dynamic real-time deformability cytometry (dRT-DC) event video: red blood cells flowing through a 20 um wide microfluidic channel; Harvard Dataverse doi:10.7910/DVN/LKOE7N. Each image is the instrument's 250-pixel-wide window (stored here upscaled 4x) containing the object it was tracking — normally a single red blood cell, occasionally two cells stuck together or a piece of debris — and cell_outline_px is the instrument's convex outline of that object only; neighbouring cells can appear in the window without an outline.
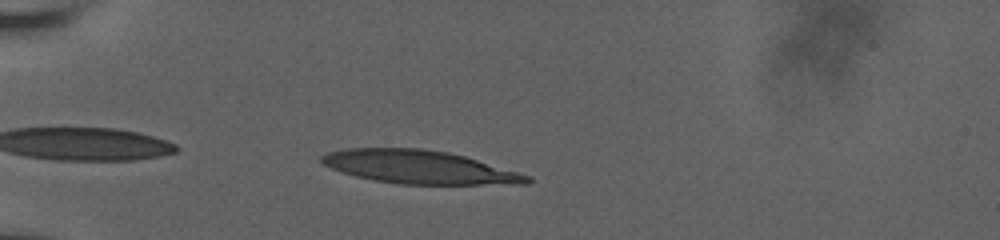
{"species": "human", "species_latin": "Homo sapiens", "temperature_condition": "room temperature", "stored_images_in_passage": 46, "camera_frame_rate_fps": 3000, "um_per_image_px": 0.085, "donor": {"sex": "male"}, "frame": {"image": 1, "passage_image": 3, "time_ms": 0.667, "image_size_px": [1000, 240], "cell_outline_px": [[532, 180], [528, 184], [400, 184], [376, 180], [356, 176], [332, 168], [324, 164], [320, 160], [320, 156], [328, 152], [348, 148], [420, 148], [448, 152], [464, 156], [532, 176]], "centroid_in_image_um": [35.66, 14.2], "position_along_channel_um": 49.3, "area_um2": 39.54}}
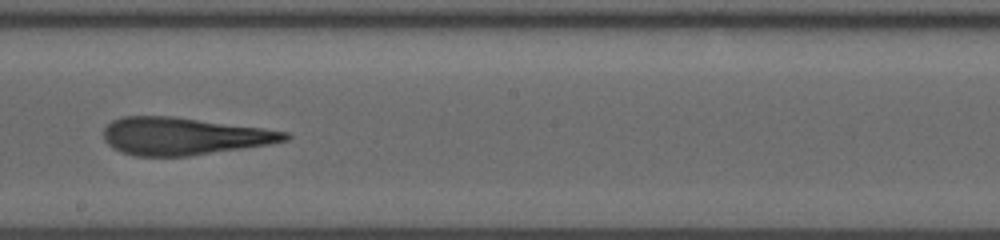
{"frame": {"image": 2, "passage_image": 20, "time_ms": 6.333, "image_size_px": [1000, 240], "cell_outline_px": [[292, 136], [288, 140], [268, 144], [188, 156], [136, 156], [120, 152], [112, 148], [104, 140], [104, 128], [112, 120], [124, 116], [172, 116], [264, 128], [288, 132]], "centroid_in_image_um": [15.59, 11.57], "position_along_channel_um": 232.6, "area_um2": 39.48}}
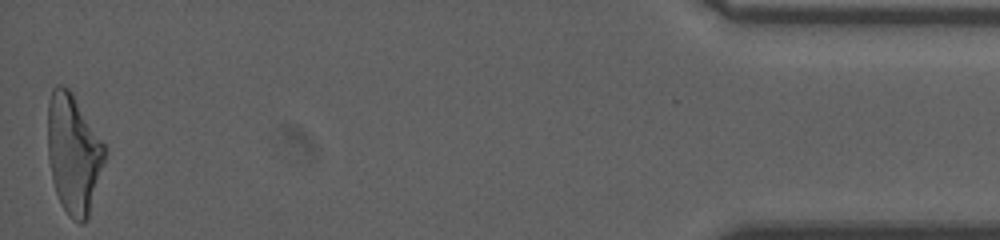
{"frame": {"image": 3, "passage_image": 46, "time_ms": 13.667, "image_size_px": [1000, 240], "cell_outline_px": [[104, 160], [88, 216], [84, 224], [80, 224], [72, 220], [68, 216], [60, 204], [52, 180], [48, 160], [48, 100], [52, 88], [56, 84], [60, 84], [68, 88], [72, 92], [104, 144]], "centroid_in_image_um": [6.2, 13.06], "position_along_channel_um": 429.0, "area_um2": 39.36}, "authors_computed_cell_mechanics": {"area_um2": 39.5641, "velocity_mm_per_s": 3.775, "shape_relaxation_time_tau1_ms": 10.6335, "shape_relaxation_time_tau2_ms": 3.4758, "deformation_change_tau1": 0.3516, "deformation_change_tau2": 0.1419}}